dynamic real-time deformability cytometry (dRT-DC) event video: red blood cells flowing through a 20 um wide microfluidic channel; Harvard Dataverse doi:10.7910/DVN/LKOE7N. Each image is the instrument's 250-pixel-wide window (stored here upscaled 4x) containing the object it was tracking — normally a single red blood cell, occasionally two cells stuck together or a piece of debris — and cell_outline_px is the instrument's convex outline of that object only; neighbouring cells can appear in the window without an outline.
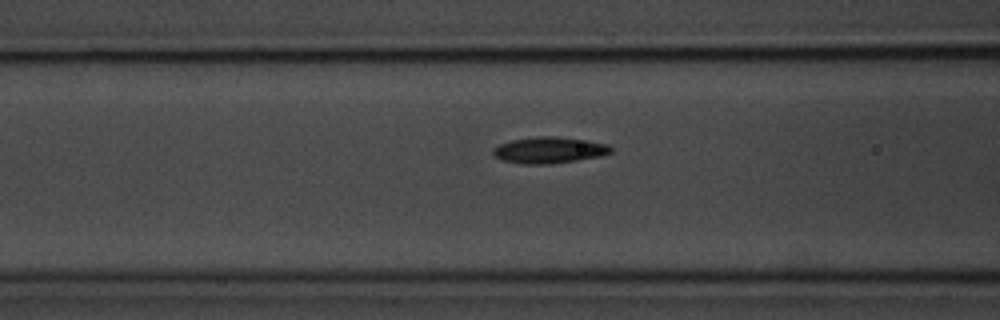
{"species": "common noctule bat (a hibernating species)", "species_latin": "Nyctalus noctula", "temperature_condition": "room temperature", "stored_images_in_passage": 40, "camera_frame_rate_fps": 3000, "um_per_image_px": 0.085, "animal": {"sex": "male", "body_mass_g": 20.1, "forearm_length_mm": 53.5}, "frame": {"image": 1, "passage_image": 6, "time_ms": 1.667, "image_size_px": [1000, 320], "cell_outline_px": [[612, 152], [600, 156], [576, 160], [548, 164], [524, 164], [504, 160], [496, 156], [492, 152], [492, 148], [500, 144], [512, 140], [536, 136], [552, 136], [588, 140], [608, 144], [612, 148]], "centroid_in_image_um": [46.7, 12.75], "position_along_channel_um": 119.9, "area_um2": 17.92}}
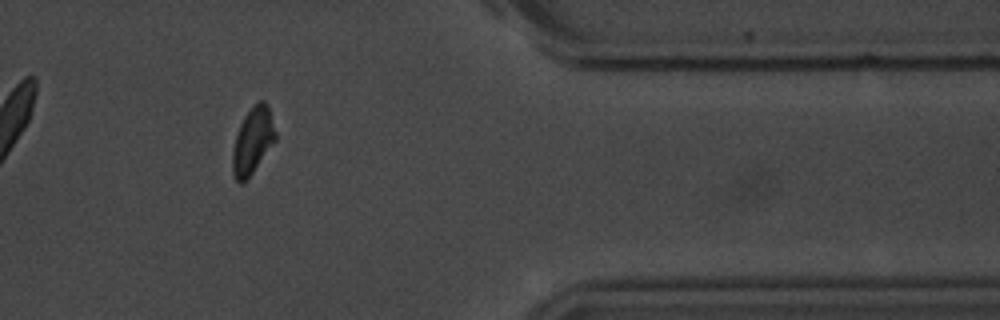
{"frame": {"image": 2, "passage_image": 30, "time_ms": 9.667, "image_size_px": [1000, 320], "cell_outline_px": [[276, 140], [252, 172], [240, 184], [236, 180], [232, 172], [232, 152], [236, 136], [240, 124], [244, 116], [260, 100], [264, 100], [268, 104], [276, 132]], "centroid_in_image_um": [21.48, 11.95], "position_along_channel_um": 389.9, "area_um2": 16.3}}
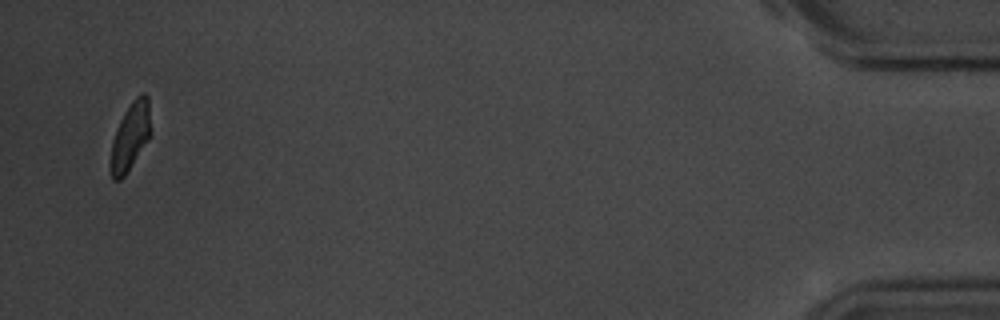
{"frame": {"image": 3, "passage_image": 38, "time_ms": 12.333, "image_size_px": [1000, 320], "cell_outline_px": [[152, 132], [148, 140], [124, 176], [120, 180], [112, 180], [112, 144], [116, 128], [124, 112], [132, 100], [140, 92], [144, 92], [148, 96]], "centroid_in_image_um": [11.13, 11.5], "position_along_channel_um": 424.1, "area_um2": 15.66}, "authors_computed_cell_mechanics": {"area_um2": 17.1955, "velocity_mm_per_s": 3.6513, "shape_relaxation_time_tau1_ms": 3.528, "shape_relaxation_time_tau2_ms": 4.0455, "deformation_change_tau1": 0.1222, "deformation_change_tau2": 0.0751}}